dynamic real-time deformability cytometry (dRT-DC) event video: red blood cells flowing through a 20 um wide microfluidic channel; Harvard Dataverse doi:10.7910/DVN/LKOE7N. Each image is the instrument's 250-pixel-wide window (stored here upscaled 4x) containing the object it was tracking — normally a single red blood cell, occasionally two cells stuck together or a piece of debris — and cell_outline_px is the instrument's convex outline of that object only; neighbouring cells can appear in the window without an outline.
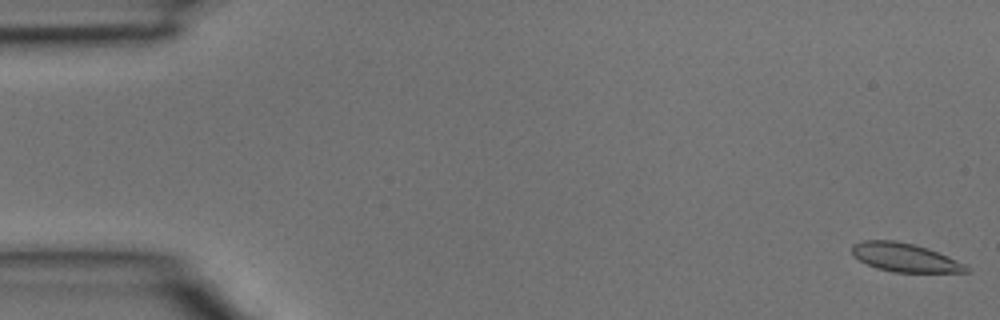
{"species": "common noctule bat (a hibernating species)", "species_latin": "Nyctalus noctula", "temperature_condition": "room temperature", "stored_images_in_passage": 4, "camera_frame_rate_fps": 3000, "um_per_image_px": 0.085, "animal": {"sex": "male", "body_mass_g": 15.6}, "frame": {"image": 1, "passage_image": 1, "time_ms": 0.0, "image_size_px": [1000, 320], "cell_outline_px": [[972, 268], [968, 272], [892, 272], [876, 268], [852, 256], [852, 244], [864, 240], [896, 240], [928, 248], [956, 260]], "centroid_in_image_um": [76.89, 21.88], "position_along_channel_um": 8.1, "area_um2": 19.02}}